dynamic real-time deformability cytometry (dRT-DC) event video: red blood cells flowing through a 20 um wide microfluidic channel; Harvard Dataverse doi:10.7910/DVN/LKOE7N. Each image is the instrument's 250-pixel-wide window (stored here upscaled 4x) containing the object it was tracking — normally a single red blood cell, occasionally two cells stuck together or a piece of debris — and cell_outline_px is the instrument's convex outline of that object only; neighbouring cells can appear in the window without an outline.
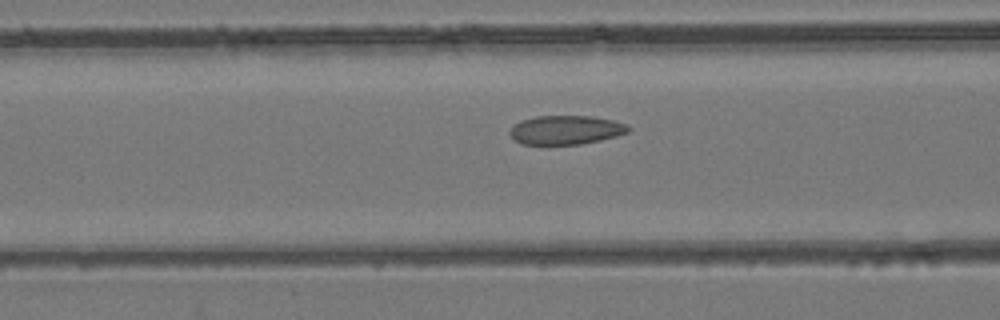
{"species": "common noctule bat (a hibernating species)", "species_latin": "Nyctalus noctula", "temperature_condition": "room temperature", "stored_images_in_passage": 48, "camera_frame_rate_fps": 3000, "um_per_image_px": 0.085, "animal": {"sex": "female", "body_mass_g": 24.6, "forearm_length_mm": 56.2}, "frame": {"image": 1, "passage_image": 19, "time_ms": 6.0, "image_size_px": [1000, 320], "cell_outline_px": [[632, 128], [628, 132], [616, 136], [600, 140], [580, 144], [520, 144], [508, 132], [512, 124], [520, 120], [536, 116], [592, 116], [612, 120], [624, 124]], "centroid_in_image_um": [48.06, 11.04], "position_along_channel_um": 118.5, "area_um2": 20.0}}
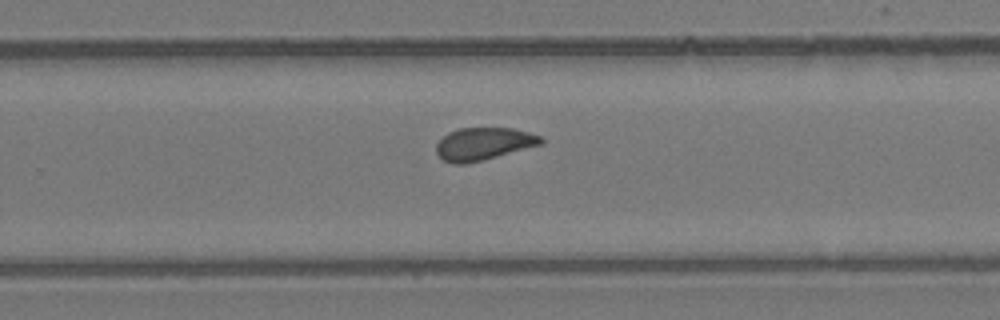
{"frame": {"image": 2, "passage_image": 31, "time_ms": 10.0, "image_size_px": [1000, 320], "cell_outline_px": [[544, 144], [484, 160], [464, 164], [452, 164], [444, 160], [436, 152], [436, 144], [448, 132], [460, 128], [512, 128], [528, 132], [540, 136], [544, 140]], "centroid_in_image_um": [41.12, 12.23], "position_along_channel_um": 288.7, "area_um2": 19.94}}
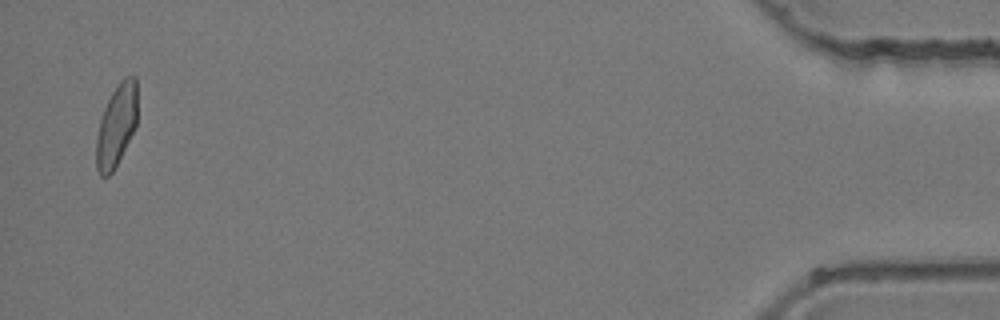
{"frame": {"image": 3, "passage_image": 47, "time_ms": 15.333, "image_size_px": [1000, 320], "cell_outline_px": [[136, 128], [112, 172], [108, 176], [100, 176], [96, 168], [96, 136], [100, 120], [104, 108], [112, 92], [120, 80], [124, 76], [136, 76]], "centroid_in_image_um": [9.88, 10.66], "position_along_channel_um": 425.3, "area_um2": 19.59}}